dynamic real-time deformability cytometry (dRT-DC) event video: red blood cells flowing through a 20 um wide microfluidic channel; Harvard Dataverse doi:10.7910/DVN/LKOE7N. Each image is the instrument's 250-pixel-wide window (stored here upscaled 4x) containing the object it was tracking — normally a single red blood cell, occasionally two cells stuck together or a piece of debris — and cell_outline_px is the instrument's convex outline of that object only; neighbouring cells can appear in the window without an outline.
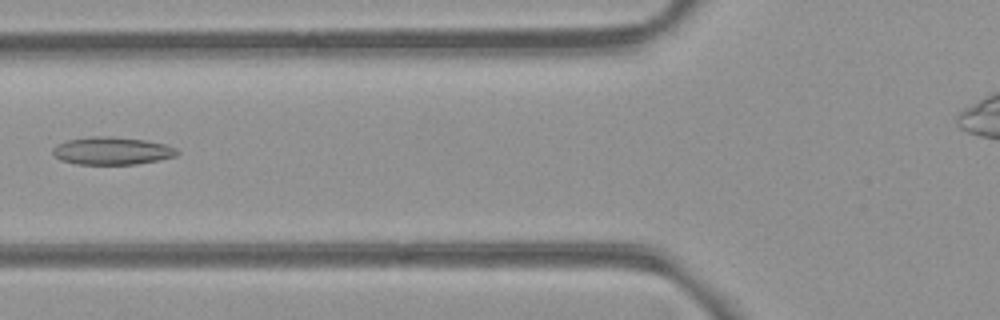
{"species": "common noctule bat (a hibernating species)", "species_latin": "Nyctalus noctula", "temperature_condition": "room temperature", "stored_images_in_passage": 6, "camera_frame_rate_fps": 3000, "um_per_image_px": 0.085, "animal": {"sex": "female", "body_mass_g": 21.9}, "frame": {"image": 1, "passage_image": 6, "time_ms": 6.333, "image_size_px": [1000, 320], "cell_outline_px": [[180, 152], [176, 156], [136, 164], [76, 164], [60, 160], [52, 152], [52, 148], [56, 144], [68, 140], [92, 136], [112, 136], [144, 140], [164, 144], [176, 148]], "centroid_in_image_um": [9.49, 12.82], "position_along_channel_um": 116.3, "area_um2": 20.0}}